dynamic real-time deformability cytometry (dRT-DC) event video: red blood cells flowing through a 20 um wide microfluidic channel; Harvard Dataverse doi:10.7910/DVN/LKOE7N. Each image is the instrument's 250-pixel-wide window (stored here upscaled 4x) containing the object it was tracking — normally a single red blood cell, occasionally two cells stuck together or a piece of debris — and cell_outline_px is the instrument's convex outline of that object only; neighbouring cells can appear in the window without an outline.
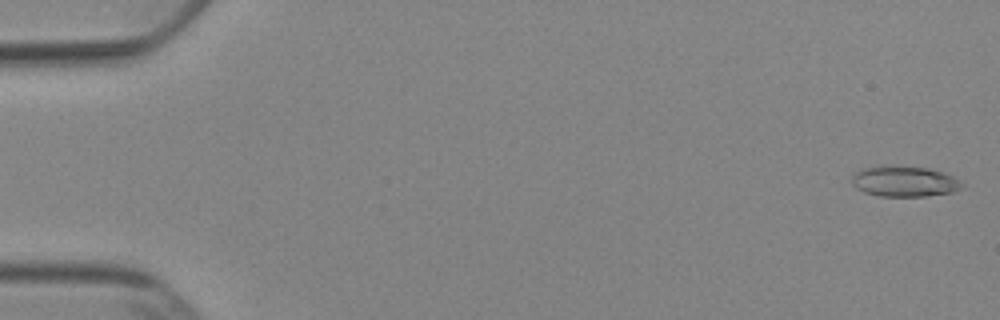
{"species": "Egyptian fruit bat (a non-hibernating species)", "species_latin": "Rousettus aegyptiacus", "temperature_condition": "cold", "stored_images_in_passage": 52, "camera_frame_rate_fps": 3000, "um_per_image_px": 0.085, "animal": {"sex": "female"}, "frame": {"image": 1, "passage_image": 1, "time_ms": 0.0, "image_size_px": [1000, 320], "cell_outline_px": [[964, 188], [952, 192], [928, 196], [880, 196], [864, 192], [856, 188], [852, 184], [852, 176], [856, 172], [864, 168], [892, 164], [928, 168], [944, 172], [960, 180], [964, 184]], "centroid_in_image_um": [76.9, 15.4], "position_along_channel_um": 8.1, "area_um2": 20.0}}
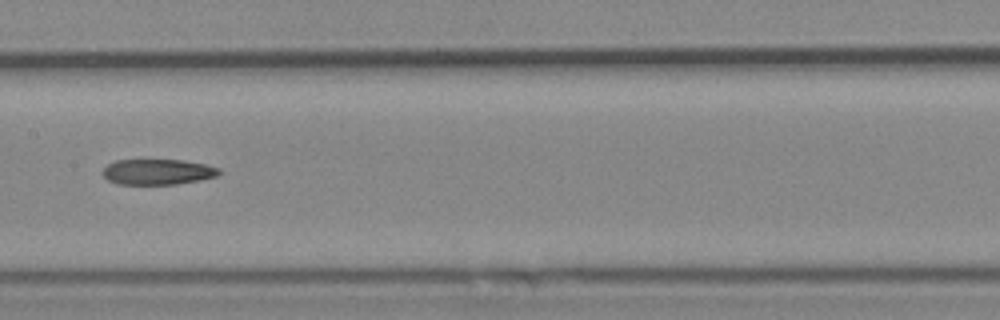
{"frame": {"image": 2, "passage_image": 27, "time_ms": 8.667, "image_size_px": [1000, 320], "cell_outline_px": [[220, 172], [216, 176], [200, 180], [176, 184], [116, 184], [108, 180], [100, 172], [108, 164], [116, 160], [184, 160], [204, 164], [220, 168]], "centroid_in_image_um": [13.38, 14.61], "position_along_channel_um": 194.0, "area_um2": 17.34}}
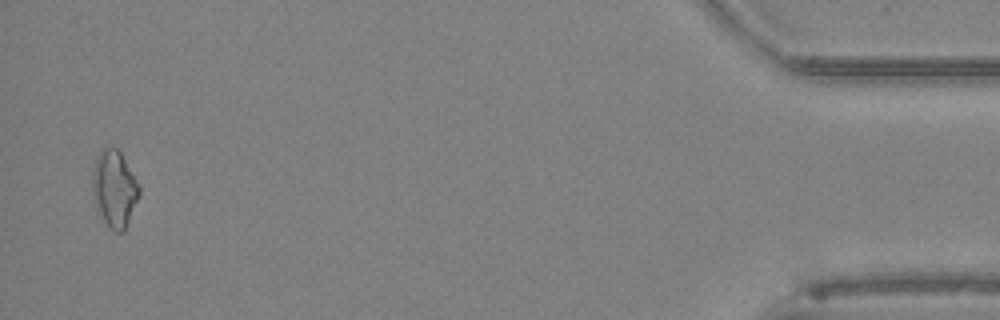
{"frame": {"image": 3, "passage_image": 51, "time_ms": 16.667, "image_size_px": [1000, 320], "cell_outline_px": [[140, 192], [124, 232], [116, 232], [100, 216], [96, 208], [92, 192], [92, 168], [96, 156], [100, 148], [116, 148], [120, 152], [140, 184]], "centroid_in_image_um": [9.7, 16.01], "position_along_channel_um": 425.5, "area_um2": 20.92}}